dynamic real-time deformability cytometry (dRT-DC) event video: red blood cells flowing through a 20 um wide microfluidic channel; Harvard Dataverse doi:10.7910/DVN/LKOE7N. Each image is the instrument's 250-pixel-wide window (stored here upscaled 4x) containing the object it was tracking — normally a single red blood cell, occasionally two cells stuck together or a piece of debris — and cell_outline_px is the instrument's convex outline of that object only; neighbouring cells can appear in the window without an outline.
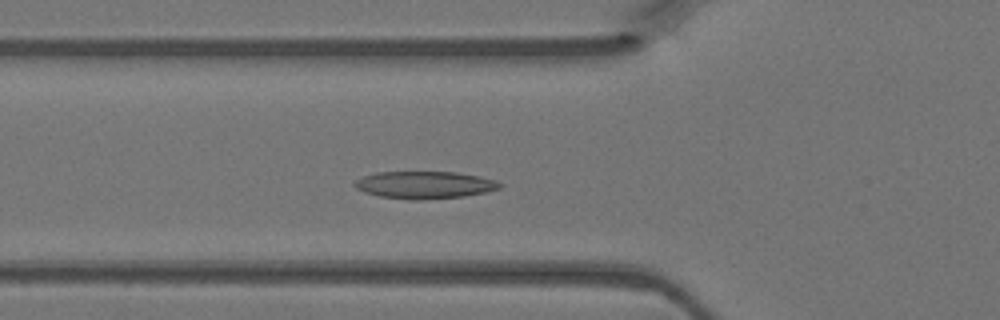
{"species": "Egyptian fruit bat (a non-hibernating species)", "species_latin": "Rousettus aegyptiacus", "temperature_condition": "warm", "stored_images_in_passage": 43, "camera_frame_rate_fps": 3000, "um_per_image_px": 0.085, "animal": {"sex": "female"}, "frame": {"image": 1, "passage_image": 13, "time_ms": 4.0, "image_size_px": [1000, 320], "cell_outline_px": [[504, 184], [500, 188], [484, 192], [464, 196], [424, 200], [412, 200], [380, 196], [364, 192], [356, 188], [352, 184], [356, 180], [364, 176], [376, 172], [456, 172], [480, 176], [496, 180]], "centroid_in_image_um": [36.1, 15.72], "position_along_channel_um": 89.7, "area_um2": 23.18}}
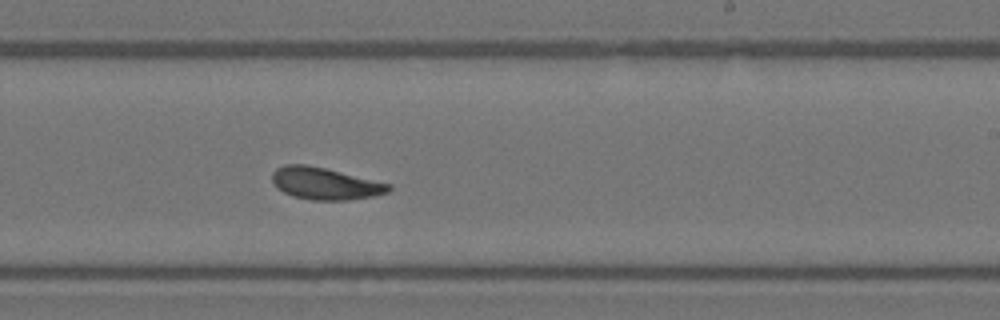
{"frame": {"image": 2, "passage_image": 25, "time_ms": 8.0, "image_size_px": [1000, 320], "cell_outline_px": [[392, 188], [388, 192], [372, 196], [348, 200], [312, 200], [292, 196], [276, 188], [272, 180], [272, 172], [276, 168], [284, 164], [304, 164], [324, 168], [392, 184]], "centroid_in_image_um": [27.61, 15.6], "position_along_channel_um": 261.4, "area_um2": 21.73}}
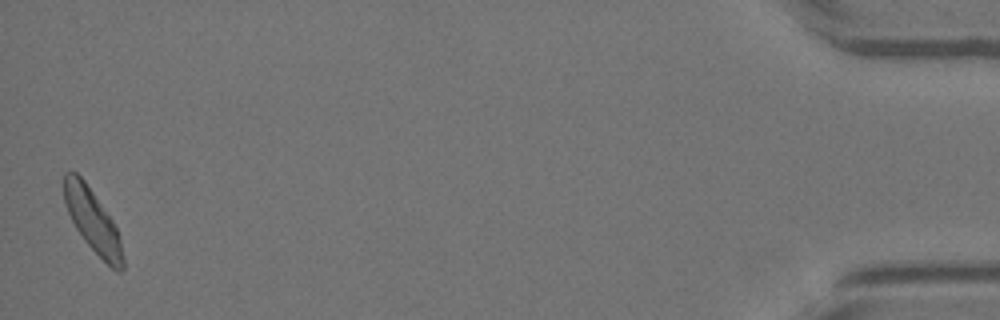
{"frame": {"image": 3, "passage_image": 43, "time_ms": 14.0, "image_size_px": [1000, 320], "cell_outline_px": [[124, 268], [120, 272], [116, 272], [84, 240], [76, 228], [68, 212], [64, 200], [64, 172], [76, 172], [84, 180], [112, 220], [116, 228], [120, 240], [124, 260]], "centroid_in_image_um": [7.88, 18.77], "position_along_channel_um": 427.3, "area_um2": 21.04}}